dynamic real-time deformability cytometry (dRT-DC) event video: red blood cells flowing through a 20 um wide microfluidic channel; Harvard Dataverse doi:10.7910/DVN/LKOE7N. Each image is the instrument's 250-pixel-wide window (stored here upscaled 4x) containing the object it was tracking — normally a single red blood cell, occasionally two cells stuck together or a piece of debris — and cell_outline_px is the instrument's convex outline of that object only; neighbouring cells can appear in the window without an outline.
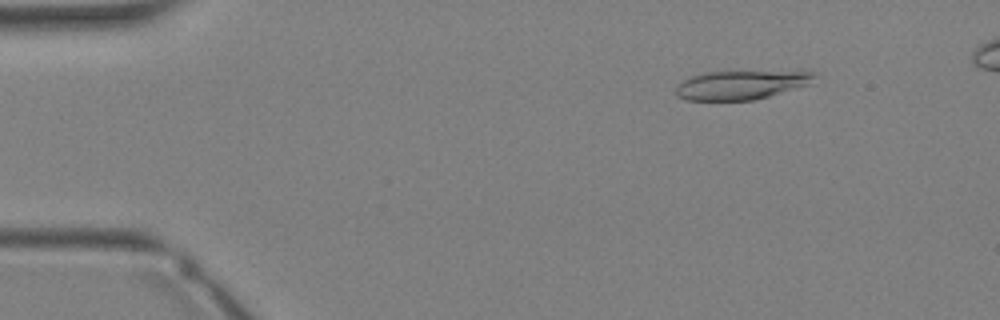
{"species": "Egyptian fruit bat (a non-hibernating species)", "species_latin": "Rousettus aegyptiacus", "temperature_condition": "warm", "stored_images_in_passage": 33, "camera_frame_rate_fps": 3000, "um_per_image_px": 0.085, "animal": {"sex": "female"}, "frame": {"image": 1, "passage_image": 3, "time_ms": 0.667, "image_size_px": [1000, 320], "cell_outline_px": [[816, 72], [812, 84], [768, 96], [752, 100], [688, 100], [676, 96], [676, 84], [692, 76], [708, 72], [808, 68]], "centroid_in_image_um": [63.16, 7.15], "position_along_channel_um": 21.8, "area_um2": 24.51}}
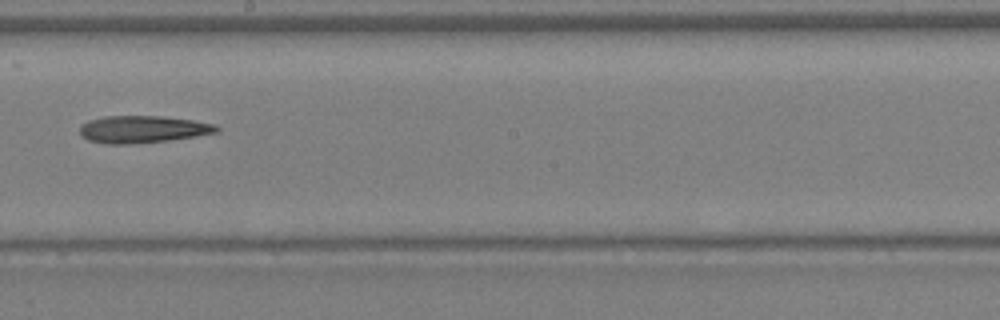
{"frame": {"image": 2, "passage_image": 18, "time_ms": 5.667, "image_size_px": [1000, 320], "cell_outline_px": [[220, 128], [216, 132], [196, 136], [168, 140], [124, 144], [104, 144], [88, 140], [80, 136], [80, 124], [88, 120], [104, 116], [160, 116], [192, 120], [216, 124]], "centroid_in_image_um": [12.08, 10.98], "position_along_channel_um": 236.1, "area_um2": 21.68}}
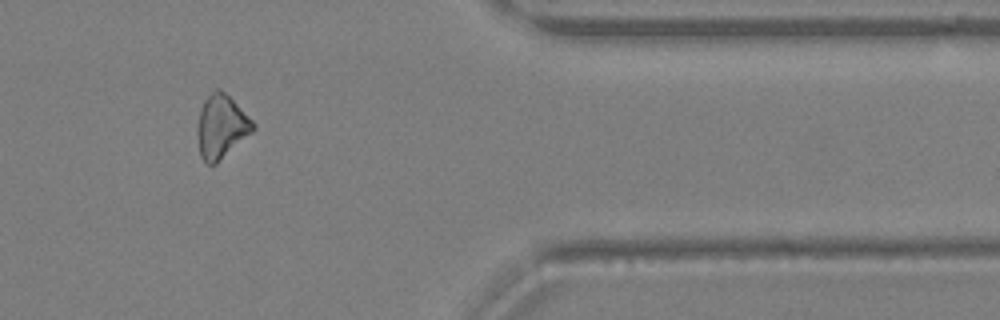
{"frame": {"image": 3, "passage_image": 27, "time_ms": 8.667, "image_size_px": [1000, 320], "cell_outline_px": [[256, 128], [252, 132], [216, 164], [208, 164], [200, 156], [196, 128], [200, 108], [204, 100], [216, 88], [220, 88], [256, 124]], "centroid_in_image_um": [18.79, 10.77], "position_along_channel_um": 392.6, "area_um2": 20.4}}